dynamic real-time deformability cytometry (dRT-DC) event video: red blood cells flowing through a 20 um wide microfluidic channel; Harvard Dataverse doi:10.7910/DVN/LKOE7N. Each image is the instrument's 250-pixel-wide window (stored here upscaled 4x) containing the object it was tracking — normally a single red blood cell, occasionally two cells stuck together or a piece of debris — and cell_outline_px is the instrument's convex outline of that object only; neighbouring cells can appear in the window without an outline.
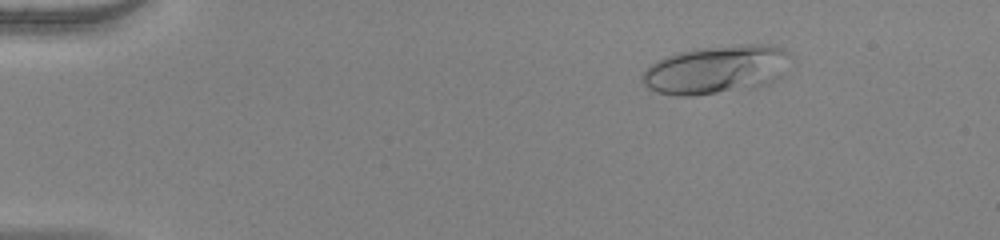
{"species": "human", "species_latin": "Homo sapiens", "temperature_condition": "warm", "stored_images_in_passage": 54, "camera_frame_rate_fps": 3000, "um_per_image_px": 0.085, "donor": {"sex": "female"}, "frame": {"image": 1, "passage_image": 9, "time_ms": 2.667, "image_size_px": [1000, 240], "cell_outline_px": [[792, 52], [784, 76], [768, 84], [756, 88], [692, 96], [676, 96], [656, 92], [648, 88], [640, 80], [640, 76], [656, 60], [676, 52], [696, 48], [740, 44], [772, 44], [784, 48]], "centroid_in_image_um": [60.94, 5.91], "position_along_channel_um": 24.1, "area_um2": 42.83}}
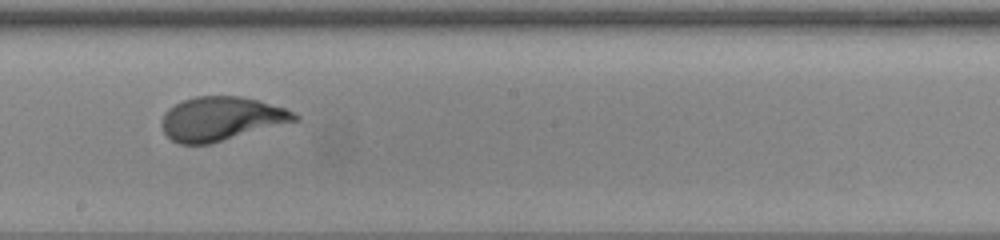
{"frame": {"image": 2, "passage_image": 32, "time_ms": 10.333, "image_size_px": [1000, 240], "cell_outline_px": [[300, 120], [208, 144], [180, 144], [172, 140], [164, 132], [160, 124], [164, 112], [168, 108], [184, 100], [196, 96], [240, 96], [260, 100], [284, 108], [300, 116]], "centroid_in_image_um": [18.79, 10.08], "position_along_channel_um": 229.4, "area_um2": 33.87}}
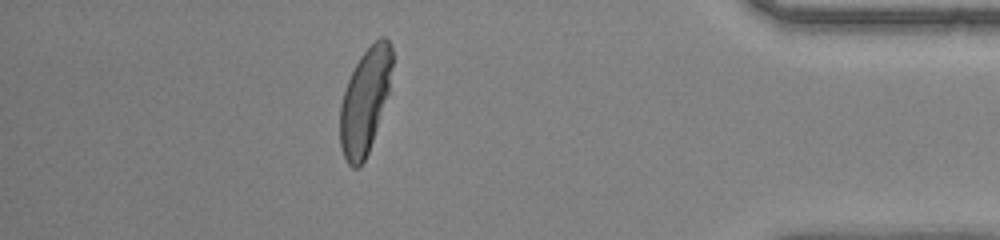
{"frame": {"image": 3, "passage_image": 48, "time_ms": 15.667, "image_size_px": [1000, 240], "cell_outline_px": [[392, 68], [388, 92], [368, 152], [360, 168], [352, 168], [348, 164], [340, 148], [340, 104], [348, 80], [360, 56], [380, 36], [384, 36], [388, 40], [392, 48]], "centroid_in_image_um": [31.01, 8.59], "position_along_channel_um": 404.2, "area_um2": 31.44}, "authors_computed_cell_mechanics": {"area_um2": 33.8419, "velocity_mm_per_s": 3.9429, "shape_relaxation_time_tau1_ms": 3.1662, "shape_relaxation_time_tau2_ms": null, "deformation_change_tau1": 0.211, "deformation_change_tau2": null}}